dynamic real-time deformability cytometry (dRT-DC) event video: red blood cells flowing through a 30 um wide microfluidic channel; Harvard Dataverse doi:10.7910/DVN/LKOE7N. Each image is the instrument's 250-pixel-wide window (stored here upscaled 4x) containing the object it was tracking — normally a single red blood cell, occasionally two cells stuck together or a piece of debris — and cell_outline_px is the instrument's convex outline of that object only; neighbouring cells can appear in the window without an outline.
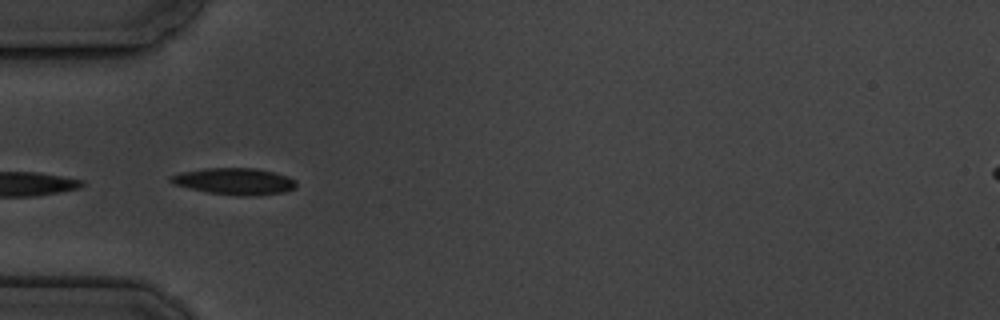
{"species": "common noctule bat (a hibernating species)", "species_latin": "Nyctalus noctula", "temperature_condition": "cold", "stored_images_in_passage": 9, "camera_frame_rate_fps": 3000, "um_per_image_px": 0.085, "animal": {"sex": "male", "body_mass_g": 19.5, "forearm_length_mm": 54.6}, "frame": {"image": 1, "passage_image": 6, "time_ms": 6.0, "image_size_px": [1000, 320], "cell_outline_px": [[296, 188], [284, 192], [244, 196], [208, 192], [176, 184], [168, 180], [168, 176], [180, 172], [204, 168], [256, 168], [288, 176], [296, 180]], "centroid_in_image_um": [19.94, 15.39], "position_along_channel_um": 65.1, "area_um2": 19.25}}
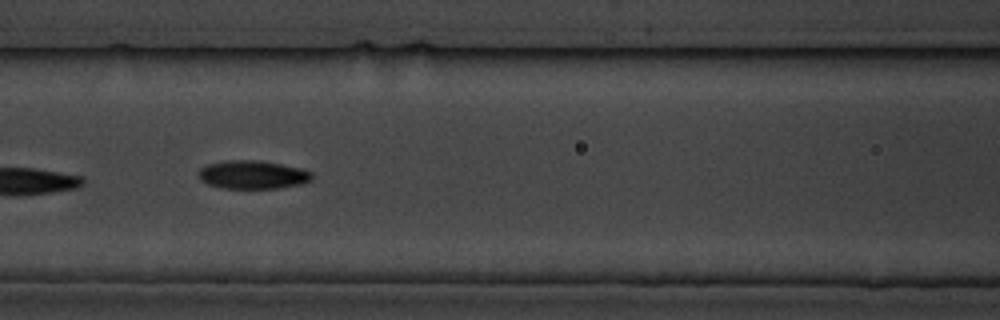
{"frame": {"image": 2, "passage_image": 8, "time_ms": 8.333, "image_size_px": [1000, 320], "cell_outline_px": [[312, 180], [300, 184], [280, 188], [220, 188], [208, 184], [200, 180], [200, 168], [208, 164], [224, 160], [256, 160], [304, 168], [312, 172]], "centroid_in_image_um": [21.5, 14.85], "position_along_channel_um": 145.1, "area_um2": 18.79}}